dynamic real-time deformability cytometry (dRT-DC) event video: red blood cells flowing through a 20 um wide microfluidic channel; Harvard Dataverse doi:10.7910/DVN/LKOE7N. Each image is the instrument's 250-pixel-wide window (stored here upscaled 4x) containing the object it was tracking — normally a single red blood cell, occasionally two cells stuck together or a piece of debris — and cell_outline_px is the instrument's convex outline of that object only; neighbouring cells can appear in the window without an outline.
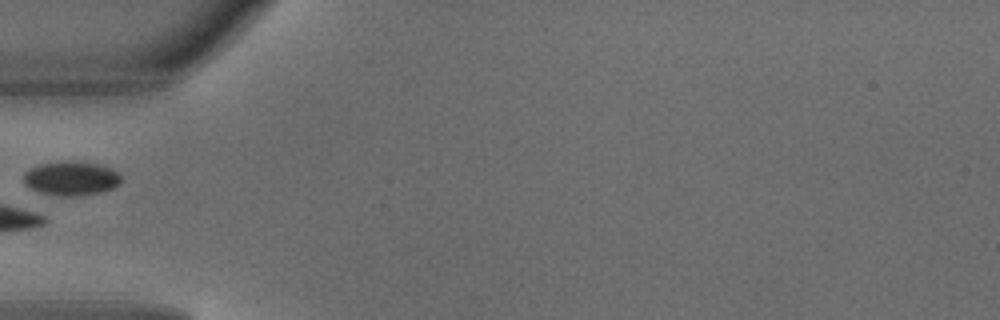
{"species": "common noctule bat (a hibernating species)", "species_latin": "Nyctalus noctula", "temperature_condition": "warm", "stored_images_in_passage": 2, "camera_frame_rate_fps": 3000, "um_per_image_px": 0.085, "animal": {"sex": "male", "body_mass_g": 18.8}, "frame": {"image": 1, "passage_image": 2, "time_ms": 0.333, "image_size_px": [1000, 320], "cell_outline_px": [[120, 184], [112, 188], [100, 192], [80, 196], [60, 196], [40, 192], [24, 184], [24, 172], [40, 164], [100, 164], [112, 168], [120, 172]], "centroid_in_image_um": [6.09, 15.21], "position_along_channel_um": 78.9, "area_um2": 18.61}}